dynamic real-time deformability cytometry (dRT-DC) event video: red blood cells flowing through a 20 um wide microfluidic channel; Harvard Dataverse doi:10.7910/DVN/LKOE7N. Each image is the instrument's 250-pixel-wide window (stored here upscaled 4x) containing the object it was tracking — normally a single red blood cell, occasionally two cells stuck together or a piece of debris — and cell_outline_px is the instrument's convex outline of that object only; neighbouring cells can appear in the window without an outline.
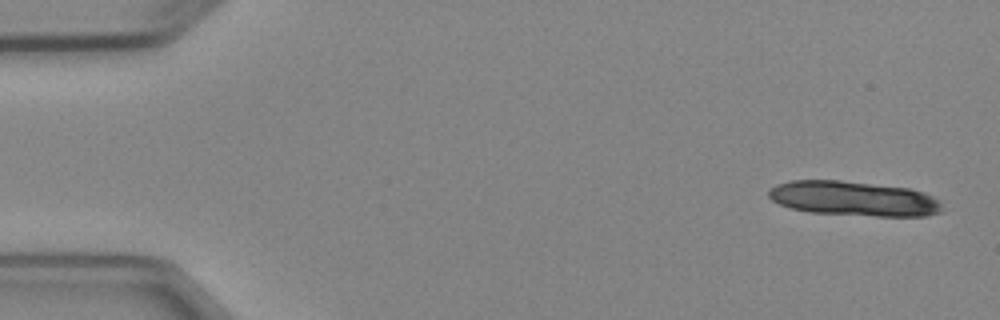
{"species": "Egyptian fruit bat (a non-hibernating species)", "species_latin": "Rousettus aegyptiacus", "temperature_condition": "cold", "stored_images_in_passage": 4, "camera_frame_rate_fps": 3000, "um_per_image_px": 0.085, "animal": {"sex": "female"}, "frame": {"image": 1, "passage_image": 1, "time_ms": 0.0, "image_size_px": [1000, 320], "cell_outline_px": [[944, 212], [928, 216], [876, 216], [808, 212], [792, 208], [780, 204], [772, 200], [768, 196], [768, 188], [776, 184], [788, 180], [840, 180], [908, 188], [924, 192], [940, 200]], "centroid_in_image_um": [72.58, 16.88], "position_along_channel_um": 12.4, "area_um2": 35.43}}